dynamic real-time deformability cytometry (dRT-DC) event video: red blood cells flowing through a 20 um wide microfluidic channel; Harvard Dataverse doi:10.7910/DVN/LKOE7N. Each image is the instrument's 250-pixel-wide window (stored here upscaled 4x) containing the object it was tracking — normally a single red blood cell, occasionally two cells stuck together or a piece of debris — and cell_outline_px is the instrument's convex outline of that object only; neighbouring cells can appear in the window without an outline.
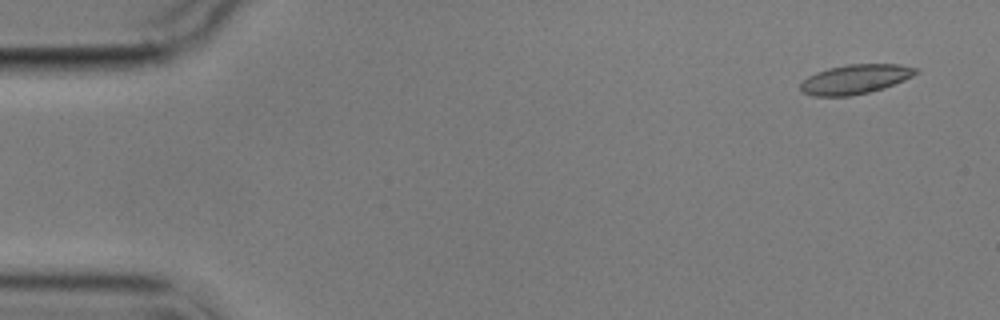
{"species": "common noctule bat (a hibernating species)", "species_latin": "Nyctalus noctula", "temperature_condition": "cold", "stored_images_in_passage": 6, "camera_frame_rate_fps": 3000, "um_per_image_px": 0.085, "animal": {"sex": "male", "body_mass_g": 17.9}, "frame": {"image": 1, "passage_image": 1, "time_ms": 0.0, "image_size_px": [1000, 320], "cell_outline_px": [[920, 72], [904, 80], [884, 88], [868, 92], [848, 96], [812, 96], [804, 92], [800, 88], [800, 84], [808, 76], [816, 72], [828, 68], [848, 64], [900, 64], [920, 68]], "centroid_in_image_um": [72.73, 6.72], "position_along_channel_um": 12.3, "area_um2": 19.83}}